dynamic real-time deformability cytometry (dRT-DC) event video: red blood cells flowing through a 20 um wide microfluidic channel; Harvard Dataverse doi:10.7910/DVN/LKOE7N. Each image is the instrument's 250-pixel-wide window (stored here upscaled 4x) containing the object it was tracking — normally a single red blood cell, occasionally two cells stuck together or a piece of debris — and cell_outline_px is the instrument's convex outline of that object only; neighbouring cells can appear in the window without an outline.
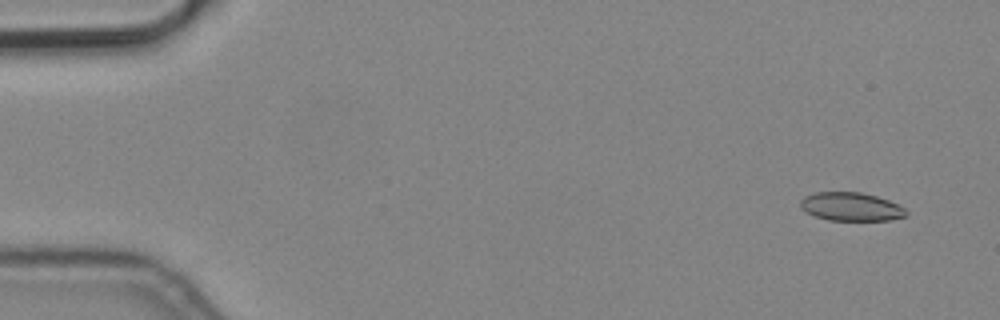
{"species": "common noctule bat (a hibernating species)", "species_latin": "Nyctalus noctula", "temperature_condition": "cold", "stored_images_in_passage": 5, "camera_frame_rate_fps": 3000, "um_per_image_px": 0.085, "animal": {"sex": "male", "body_mass_g": 19.2, "forearm_length_mm": 51.8}, "frame": {"image": 1, "passage_image": 1, "time_ms": 0.0, "image_size_px": [1000, 320], "cell_outline_px": [[908, 216], [888, 220], [828, 220], [804, 212], [800, 208], [800, 200], [804, 196], [816, 192], [860, 192], [876, 196], [888, 200], [904, 208], [908, 212]], "centroid_in_image_um": [72.31, 17.57], "position_along_channel_um": 12.7, "area_um2": 17.57}}
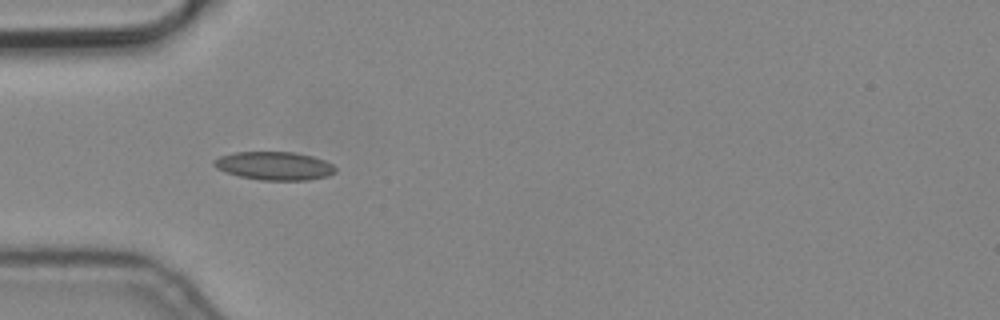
{"frame": {"image": 2, "passage_image": 5, "time_ms": 1.333, "image_size_px": [1000, 320], "cell_outline_px": [[336, 172], [328, 176], [308, 180], [260, 180], [240, 176], [224, 172], [216, 168], [212, 164], [212, 160], [220, 156], [236, 152], [292, 152], [312, 156], [324, 160], [332, 164], [336, 168]], "centroid_in_image_um": [23.3, 14.1], "position_along_channel_um": 61.7, "area_um2": 20.11}}